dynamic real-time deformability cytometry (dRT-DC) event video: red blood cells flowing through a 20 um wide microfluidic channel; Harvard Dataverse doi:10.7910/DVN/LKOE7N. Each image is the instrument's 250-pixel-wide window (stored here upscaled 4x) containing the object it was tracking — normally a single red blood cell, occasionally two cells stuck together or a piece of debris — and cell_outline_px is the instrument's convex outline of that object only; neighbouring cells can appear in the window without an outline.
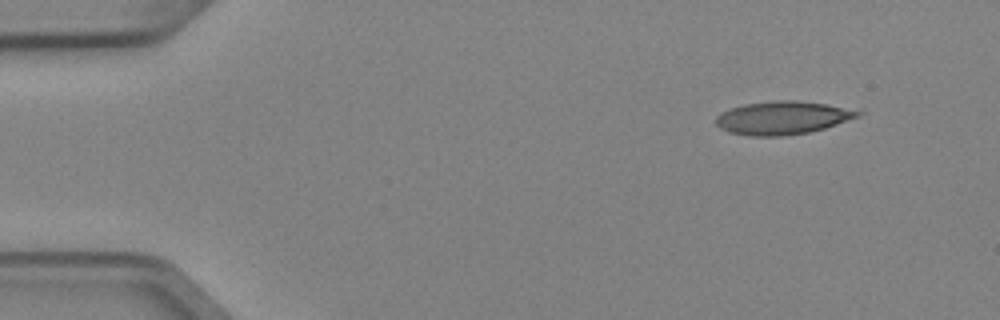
{"species": "Egyptian fruit bat (a non-hibernating species)", "species_latin": "Rousettus aegyptiacus", "temperature_condition": "cold", "stored_images_in_passage": 7, "camera_frame_rate_fps": 3000, "um_per_image_px": 0.085, "animal": {"sex": "female"}, "frame": {"image": 1, "passage_image": 1, "time_ms": 0.0, "image_size_px": [1000, 320], "cell_outline_px": [[864, 112], [860, 116], [824, 128], [808, 132], [784, 136], [752, 136], [728, 132], [720, 128], [716, 124], [716, 116], [732, 108], [744, 104], [776, 100], [796, 100], [828, 104]], "centroid_in_image_um": [66.52, 10.01], "position_along_channel_um": 18.5, "area_um2": 27.28}}
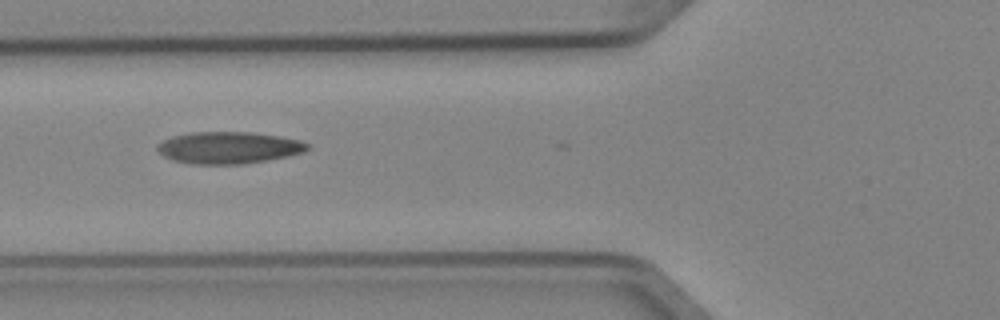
{"frame": {"image": 2, "passage_image": 5, "time_ms": 1.333, "image_size_px": [1000, 320], "cell_outline_px": [[312, 148], [304, 152], [288, 156], [244, 164], [192, 164], [172, 160], [164, 156], [156, 148], [156, 144], [172, 136], [192, 132], [248, 132], [280, 136], [300, 140], [308, 144]], "centroid_in_image_um": [19.44, 12.55], "position_along_channel_um": 106.4, "area_um2": 27.98}}
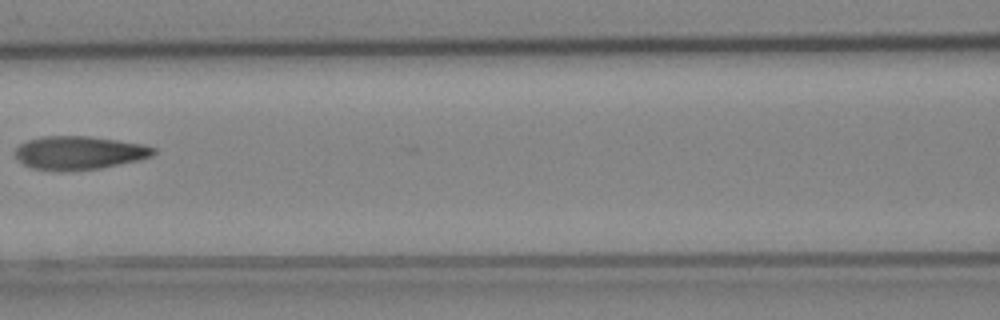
{"frame": {"image": 3, "passage_image": 6, "time_ms": 1.667, "image_size_px": [1000, 320], "cell_outline_px": [[156, 152], [152, 156], [140, 160], [100, 168], [32, 168], [24, 164], [16, 156], [16, 148], [20, 144], [28, 140], [44, 136], [88, 136], [144, 144], [156, 148]], "centroid_in_image_um": [6.8, 12.94], "position_along_channel_um": 159.8, "area_um2": 26.01}}